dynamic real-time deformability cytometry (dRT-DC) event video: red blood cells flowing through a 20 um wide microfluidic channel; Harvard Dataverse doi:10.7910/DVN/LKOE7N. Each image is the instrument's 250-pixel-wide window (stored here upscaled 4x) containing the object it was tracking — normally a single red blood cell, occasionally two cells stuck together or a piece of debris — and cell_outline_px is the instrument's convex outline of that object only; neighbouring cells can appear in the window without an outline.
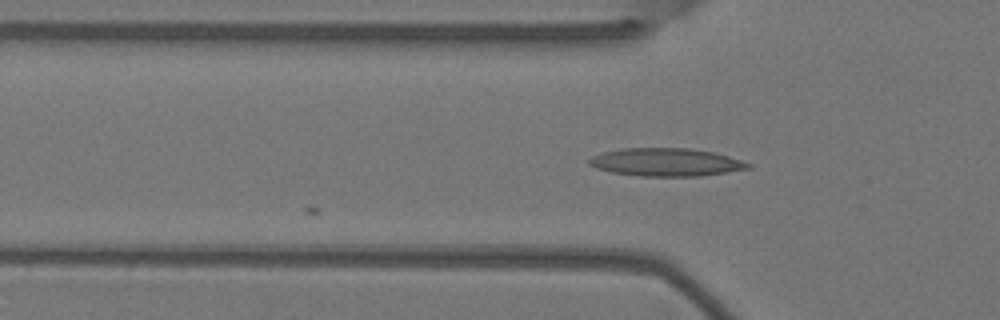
{"species": "Egyptian fruit bat (a non-hibernating species)", "species_latin": "Rousettus aegyptiacus", "temperature_condition": "warm", "stored_images_in_passage": 5, "camera_frame_rate_fps": 3000, "um_per_image_px": 0.085, "animal": {"sex": "female"}, "frame": {"image": 1, "passage_image": 5, "time_ms": 1.333, "image_size_px": [1000, 320], "cell_outline_px": [[752, 168], [700, 176], [640, 176], [612, 172], [596, 168], [588, 164], [588, 160], [592, 156], [604, 152], [620, 148], [688, 148], [712, 152], [728, 156], [752, 164]], "centroid_in_image_um": [56.6, 13.78], "position_along_channel_um": 69.2, "area_um2": 25.84}}